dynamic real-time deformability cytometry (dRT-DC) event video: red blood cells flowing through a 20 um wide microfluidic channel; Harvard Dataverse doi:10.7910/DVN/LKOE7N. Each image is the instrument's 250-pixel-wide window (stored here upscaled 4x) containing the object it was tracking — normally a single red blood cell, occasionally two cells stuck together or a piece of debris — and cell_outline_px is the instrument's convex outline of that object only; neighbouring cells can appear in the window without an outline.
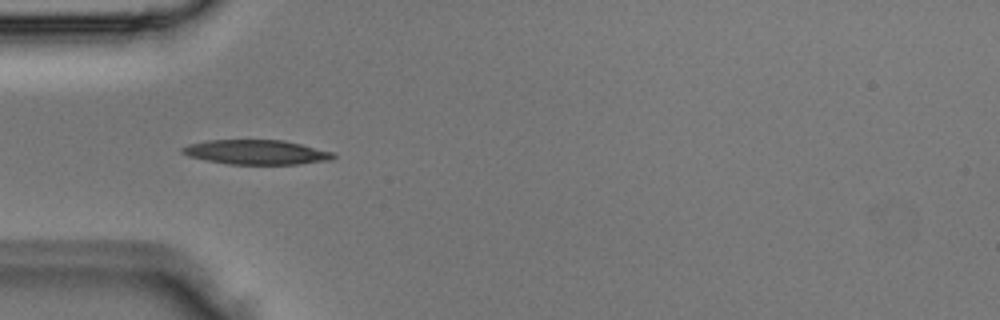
{"species": "Egyptian fruit bat (a non-hibernating species)", "species_latin": "Rousettus aegyptiacus", "temperature_condition": "room temperature", "stored_images_in_passage": 4, "camera_frame_rate_fps": 3000, "um_per_image_px": 0.085, "animal": {"sex": "male"}, "frame": {"image": 1, "passage_image": 3, "time_ms": 0.667, "image_size_px": [1000, 320], "cell_outline_px": [[336, 156], [328, 160], [300, 164], [228, 164], [204, 160], [188, 156], [180, 152], [180, 148], [188, 144], [208, 140], [284, 140], [332, 152]], "centroid_in_image_um": [21.71, 12.93], "position_along_channel_um": 63.3, "area_um2": 21.56}}
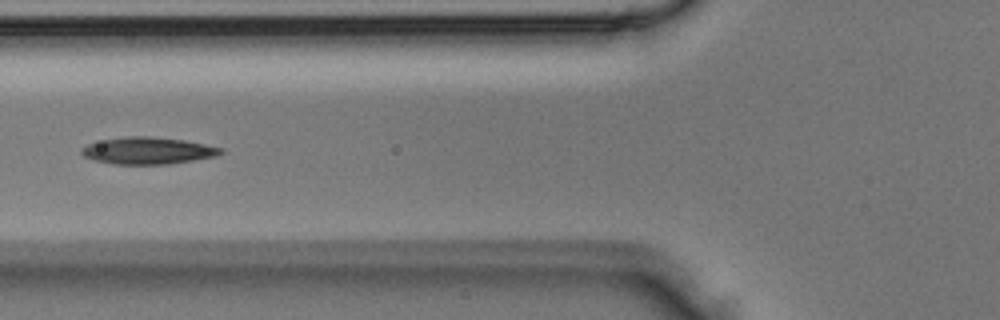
{"frame": {"image": 2, "passage_image": 4, "time_ms": 1.0, "image_size_px": [1000, 320], "cell_outline_px": [[224, 152], [216, 156], [168, 164], [112, 164], [96, 160], [84, 156], [80, 152], [80, 148], [88, 144], [104, 140], [124, 136], [148, 136], [184, 140], [224, 148]], "centroid_in_image_um": [12.57, 12.8], "position_along_channel_um": 113.2, "area_um2": 21.73}}